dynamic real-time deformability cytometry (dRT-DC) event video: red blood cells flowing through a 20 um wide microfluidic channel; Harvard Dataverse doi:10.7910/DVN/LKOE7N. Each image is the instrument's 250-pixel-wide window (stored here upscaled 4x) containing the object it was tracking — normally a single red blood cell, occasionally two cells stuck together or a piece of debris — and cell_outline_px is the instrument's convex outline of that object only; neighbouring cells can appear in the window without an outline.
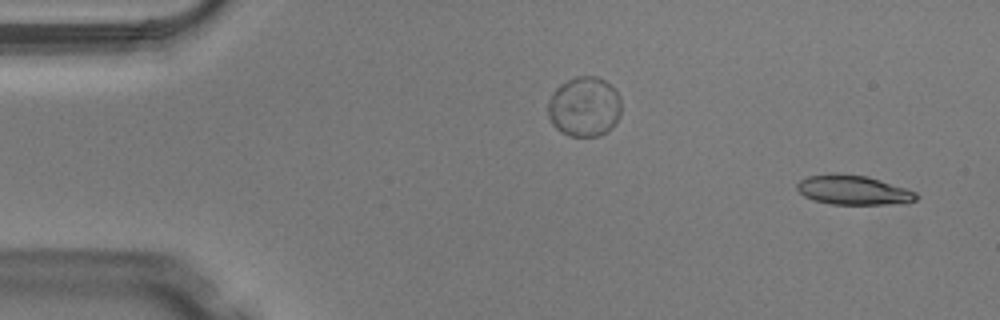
{"species": "Egyptian fruit bat (a non-hibernating species)", "species_latin": "Rousettus aegyptiacus", "temperature_condition": "warm", "stored_images_in_passage": 3, "segment_of_instrument_passage": [2, 2], "camera_frame_rate_fps": 3000, "um_per_image_px": 0.085, "animal": {"sex": "male"}, "frame": {"image": 1, "passage_image": 3, "time_ms": 0.667, "image_size_px": [1000, 320], "cell_outline_px": [[920, 196], [916, 200], [908, 204], [832, 204], [812, 200], [804, 196], [796, 188], [796, 184], [800, 180], [808, 176], [836, 172], [868, 176], [916, 192]], "centroid_in_image_um": [72.54, 16.15], "position_along_channel_um": 12.5, "area_um2": 20.75}}